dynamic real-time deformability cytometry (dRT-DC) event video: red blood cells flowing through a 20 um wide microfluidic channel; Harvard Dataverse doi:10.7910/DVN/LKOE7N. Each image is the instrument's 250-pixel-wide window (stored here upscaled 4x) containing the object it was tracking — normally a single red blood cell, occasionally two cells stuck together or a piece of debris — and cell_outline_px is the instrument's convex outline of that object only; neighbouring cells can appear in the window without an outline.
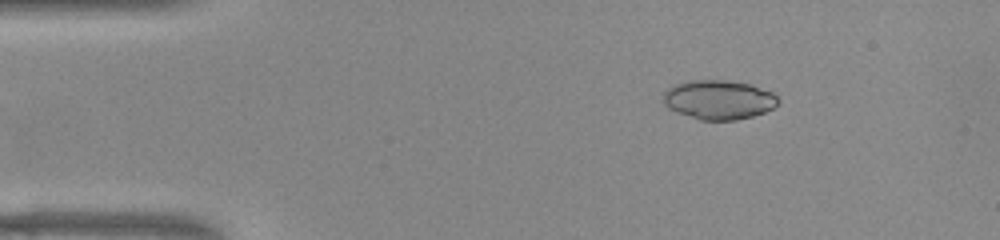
{"species": "common noctule bat (a hibernating species)", "species_latin": "Nyctalus noctula", "temperature_condition": "warm", "stored_images_in_passage": 52, "camera_frame_rate_fps": 3000, "um_per_image_px": 0.085, "animal": {"sex": "female", "body_mass_g": 22.0, "forearm_length_mm": 56.7}, "frame": {"image": 1, "passage_image": 8, "time_ms": 2.333, "image_size_px": [1000, 240], "cell_outline_px": [[776, 104], [772, 108], [764, 112], [752, 116], [736, 120], [700, 120], [676, 112], [668, 108], [664, 104], [664, 92], [668, 88], [676, 84], [688, 80], [724, 80], [748, 84], [772, 92], [776, 96]], "centroid_in_image_um": [61.04, 8.48], "position_along_channel_um": 24.0, "area_um2": 26.01}}
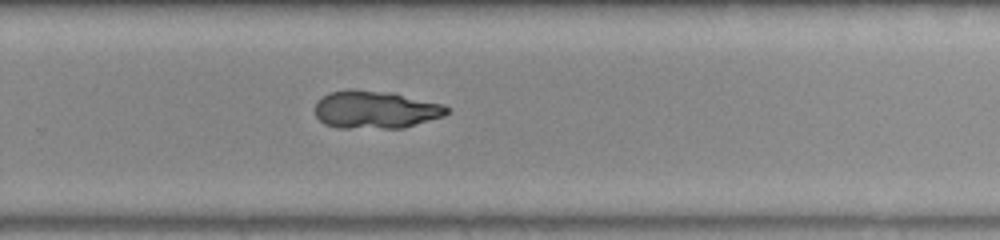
{"frame": {"image": 2, "passage_image": 34, "time_ms": 11.0, "image_size_px": [1000, 240], "cell_outline_px": [[448, 112], [444, 116], [404, 128], [336, 128], [324, 124], [316, 116], [316, 100], [320, 96], [328, 92], [348, 88], [352, 88], [392, 92], [444, 104], [448, 108]], "centroid_in_image_um": [31.88, 9.3], "position_along_channel_um": 297.9, "area_um2": 29.59}}
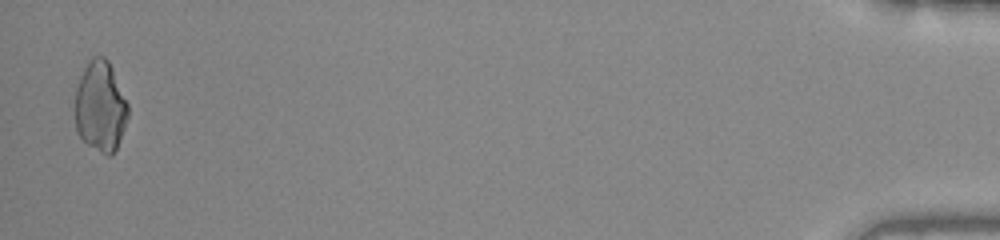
{"frame": {"image": 3, "passage_image": 51, "time_ms": 16.667, "image_size_px": [1000, 240], "cell_outline_px": [[128, 116], [124, 128], [116, 148], [112, 156], [108, 156], [100, 152], [88, 144], [76, 132], [72, 104], [76, 88], [80, 76], [88, 60], [92, 56], [104, 56], [108, 60], [112, 68], [128, 104]], "centroid_in_image_um": [8.49, 9.04], "position_along_channel_um": 426.7, "area_um2": 28.44}, "authors_computed_cell_mechanics": {"area_um2": 28.322, "velocity_mm_per_s": 3.9659, "shape_relaxation_time_tau1_ms": null, "shape_relaxation_time_tau2_ms": 0.7382, "deformation_change_tau1": null, "deformation_change_tau2": 0.0564}}